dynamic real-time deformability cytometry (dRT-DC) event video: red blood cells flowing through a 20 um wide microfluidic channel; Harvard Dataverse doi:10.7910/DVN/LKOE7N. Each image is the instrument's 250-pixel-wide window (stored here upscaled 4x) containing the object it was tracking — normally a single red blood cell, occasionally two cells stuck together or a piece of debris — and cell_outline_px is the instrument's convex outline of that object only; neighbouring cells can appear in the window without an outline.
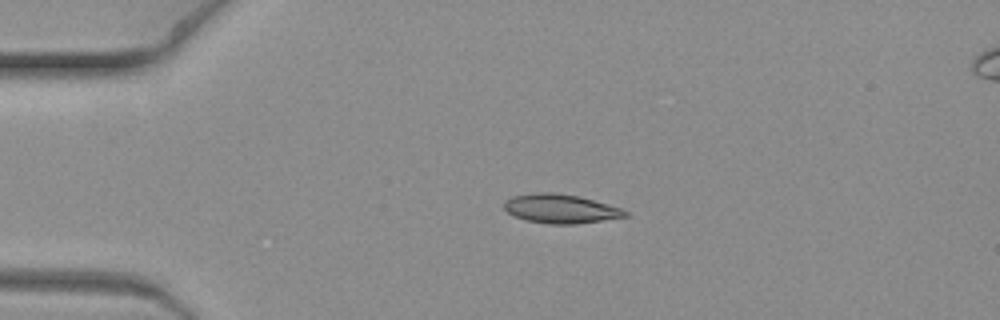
{"species": "common noctule bat (a hibernating species)", "species_latin": "Nyctalus noctula", "temperature_condition": "warm", "stored_images_in_passage": 7, "camera_frame_rate_fps": 3000, "um_per_image_px": 0.085, "animal": {"sex": "female", "body_mass_g": 19.3, "forearm_length_mm": 54.1}, "frame": {"image": 1, "passage_image": 5, "time_ms": 1.333, "image_size_px": [1000, 320], "cell_outline_px": [[628, 216], [576, 224], [552, 224], [528, 220], [516, 216], [508, 212], [504, 208], [504, 200], [512, 196], [532, 192], [552, 192], [580, 196], [608, 204], [620, 208], [628, 212]], "centroid_in_image_um": [47.64, 17.72], "position_along_channel_um": 37.4, "area_um2": 20.4}}